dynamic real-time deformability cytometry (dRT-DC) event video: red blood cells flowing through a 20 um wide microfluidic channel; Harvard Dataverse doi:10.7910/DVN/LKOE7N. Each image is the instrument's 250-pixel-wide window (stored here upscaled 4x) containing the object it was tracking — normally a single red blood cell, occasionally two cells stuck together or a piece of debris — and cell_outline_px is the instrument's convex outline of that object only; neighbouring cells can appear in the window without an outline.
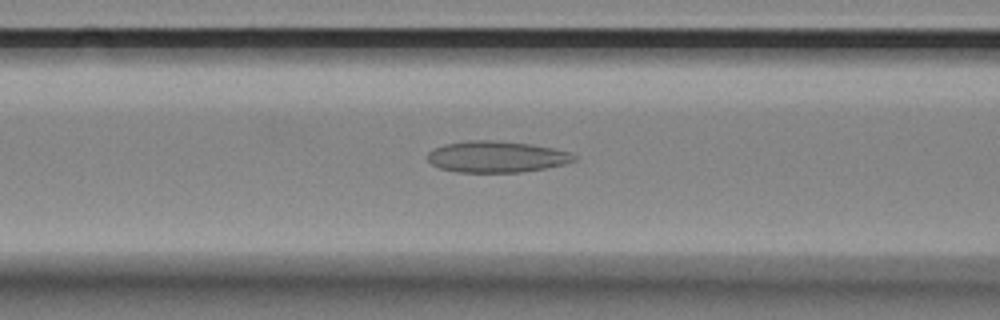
{"species": "Egyptian fruit bat (a non-hibernating species)", "species_latin": "Rousettus aegyptiacus", "temperature_condition": "room temperature", "stored_images_in_passage": 58, "camera_frame_rate_fps": 3000, "um_per_image_px": 0.085, "animal": {"sex": "female"}, "frame": {"image": 1, "passage_image": 22, "time_ms": 7.0, "image_size_px": [1000, 320], "cell_outline_px": [[576, 160], [564, 164], [544, 168], [520, 172], [460, 172], [440, 168], [432, 164], [428, 160], [428, 152], [432, 148], [444, 144], [468, 140], [500, 140], [532, 144], [552, 148], [568, 152], [576, 156]], "centroid_in_image_um": [42.18, 13.31], "position_along_channel_um": 124.4, "area_um2": 26.76}}
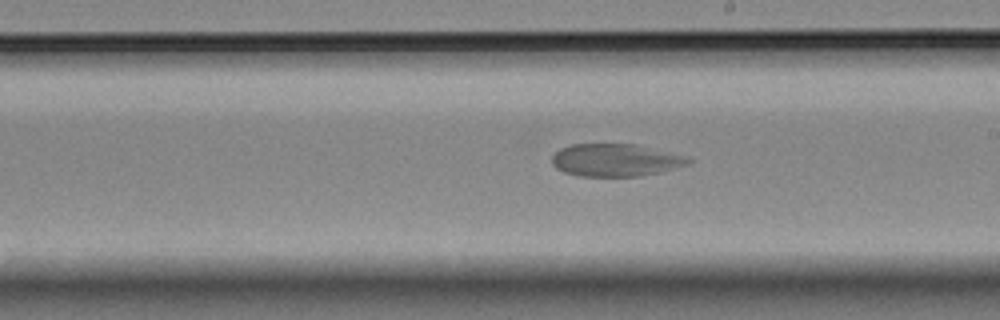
{"frame": {"image": 2, "passage_image": 32, "time_ms": 10.333, "image_size_px": [1000, 320], "cell_outline_px": [[692, 160], [688, 164], [660, 172], [640, 176], [580, 176], [564, 172], [556, 168], [552, 164], [552, 156], [560, 148], [572, 144], [636, 144], [684, 156]], "centroid_in_image_um": [52.28, 13.61], "position_along_channel_um": 236.7, "area_um2": 25.66}}
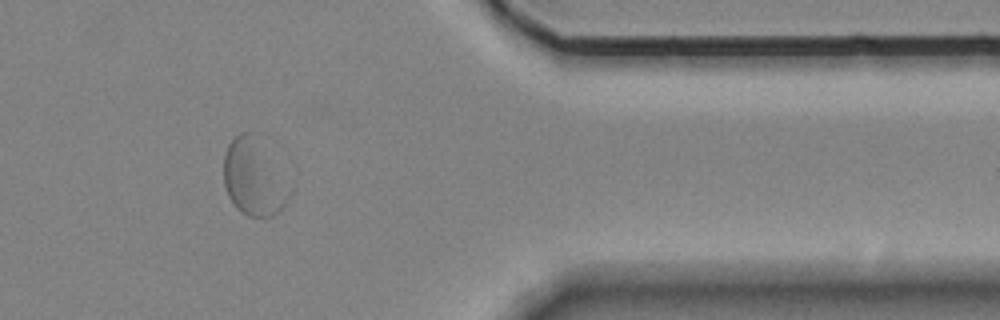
{"frame": {"image": 3, "passage_image": 48, "time_ms": 15.667, "image_size_px": [1000, 320], "cell_outline_px": [[296, 184], [292, 192], [284, 204], [272, 216], [248, 216], [228, 196], [224, 184], [224, 156], [228, 144], [236, 136], [244, 132], [252, 132]], "centroid_in_image_um": [21.68, 15.06], "position_along_channel_um": 389.7, "area_um2": 29.77}}